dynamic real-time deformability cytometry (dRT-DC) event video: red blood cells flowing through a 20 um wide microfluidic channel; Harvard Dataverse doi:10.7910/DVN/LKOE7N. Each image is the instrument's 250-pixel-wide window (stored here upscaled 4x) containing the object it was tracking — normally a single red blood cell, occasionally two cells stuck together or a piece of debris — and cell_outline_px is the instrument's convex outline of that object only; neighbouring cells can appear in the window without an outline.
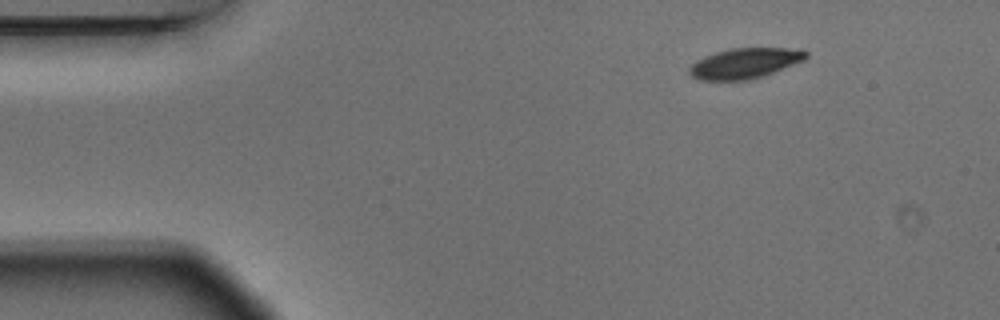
{"species": "Egyptian fruit bat (a non-hibernating species)", "species_latin": "Rousettus aegyptiacus", "temperature_condition": "warm", "stored_images_in_passage": 3, "camera_frame_rate_fps": 3000, "um_per_image_px": 0.085, "animal": {"sex": "male"}, "frame": {"image": 1, "passage_image": 1, "time_ms": 0.0, "image_size_px": [1000, 320], "cell_outline_px": [[808, 56], [804, 60], [764, 76], [752, 80], [700, 80], [692, 76], [688, 72], [688, 68], [696, 60], [704, 56], [716, 52], [732, 48], [804, 48], [808, 52]], "centroid_in_image_um": [63.34, 5.37], "position_along_channel_um": 21.7, "area_um2": 20.87}}